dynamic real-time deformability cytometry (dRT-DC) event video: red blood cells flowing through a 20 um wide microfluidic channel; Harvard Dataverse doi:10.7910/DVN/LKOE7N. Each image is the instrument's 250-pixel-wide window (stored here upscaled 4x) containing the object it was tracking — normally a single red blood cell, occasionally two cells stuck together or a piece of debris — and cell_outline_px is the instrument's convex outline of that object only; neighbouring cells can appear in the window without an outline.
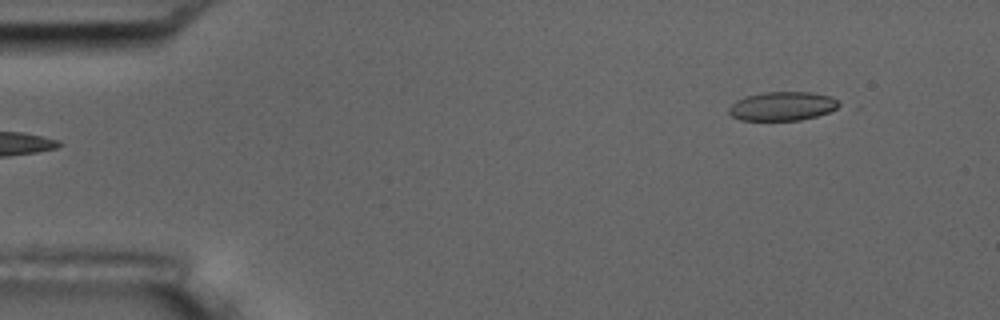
{"species": "common noctule bat (a hibernating species)", "species_latin": "Nyctalus noctula", "temperature_condition": "room temperature", "stored_images_in_passage": 2, "camera_frame_rate_fps": 3000, "um_per_image_px": 0.085, "animal": {"sex": "male", "body_mass_g": 17.5, "forearm_length_mm": 52.3}, "frame": {"image": 1, "passage_image": 2, "time_ms": 1.0, "image_size_px": [1000, 320], "cell_outline_px": [[840, 104], [836, 108], [828, 112], [816, 116], [800, 120], [740, 120], [732, 116], [728, 112], [728, 108], [736, 100], [748, 96], [764, 92], [812, 92], [832, 96]], "centroid_in_image_um": [66.49, 9.02], "position_along_channel_um": 18.5, "area_um2": 18.44}}